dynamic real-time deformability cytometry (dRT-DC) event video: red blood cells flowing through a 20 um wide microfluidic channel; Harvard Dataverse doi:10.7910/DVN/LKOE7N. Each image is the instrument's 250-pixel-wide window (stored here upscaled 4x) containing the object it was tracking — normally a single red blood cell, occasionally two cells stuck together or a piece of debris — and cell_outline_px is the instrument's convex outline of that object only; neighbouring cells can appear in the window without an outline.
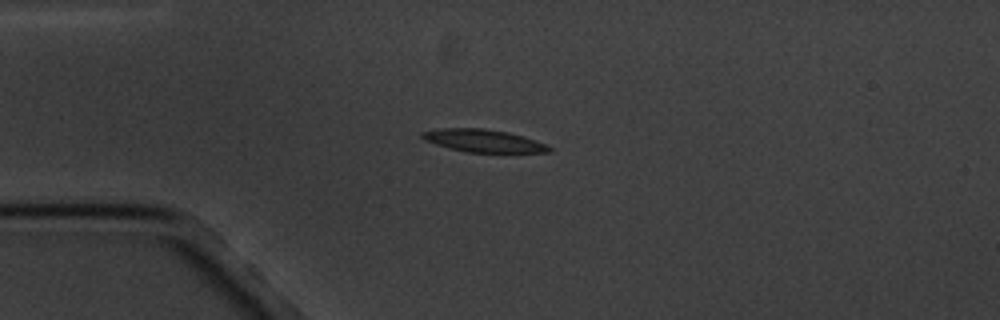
{"species": "common noctule bat (a hibernating species)", "species_latin": "Nyctalus noctula", "temperature_condition": "cold", "stored_images_in_passage": 8, "camera_frame_rate_fps": 3000, "um_per_image_px": 0.085, "animal": {"sex": "male", "body_mass_g": 20.1, "forearm_length_mm": 53.5}, "frame": {"image": 1, "passage_image": 5, "time_ms": 4.667, "image_size_px": [1000, 320], "cell_outline_px": [[552, 152], [468, 152], [448, 148], [424, 140], [420, 136], [420, 132], [440, 128], [484, 128], [508, 132], [544, 144], [552, 148]], "centroid_in_image_um": [41.01, 11.96], "position_along_channel_um": 44.0, "area_um2": 16.53}}
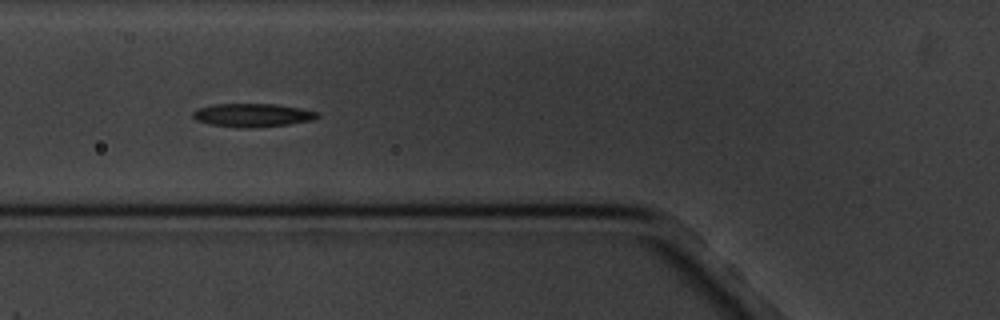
{"frame": {"image": 2, "passage_image": 7, "time_ms": 7.0, "image_size_px": [1000, 320], "cell_outline_px": [[320, 116], [312, 120], [288, 124], [248, 128], [236, 128], [208, 124], [196, 120], [192, 116], [192, 112], [196, 108], [212, 104], [276, 104], [300, 108], [320, 112]], "centroid_in_image_um": [21.43, 9.79], "position_along_channel_um": 104.4, "area_um2": 17.17}}
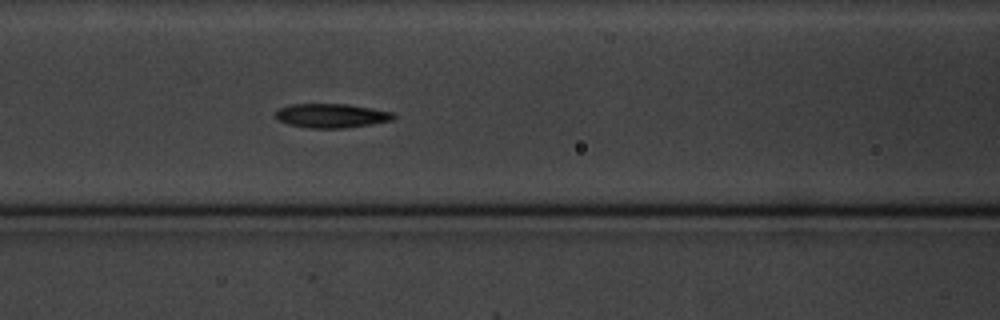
{"frame": {"image": 3, "passage_image": 8, "time_ms": 8.0, "image_size_px": [1000, 320], "cell_outline_px": [[396, 116], [392, 120], [372, 124], [344, 128], [308, 128], [288, 124], [276, 120], [276, 112], [280, 108], [292, 104], [348, 104], [372, 108], [392, 112]], "centroid_in_image_um": [28.17, 9.83], "position_along_channel_um": 138.4, "area_um2": 16.59}}